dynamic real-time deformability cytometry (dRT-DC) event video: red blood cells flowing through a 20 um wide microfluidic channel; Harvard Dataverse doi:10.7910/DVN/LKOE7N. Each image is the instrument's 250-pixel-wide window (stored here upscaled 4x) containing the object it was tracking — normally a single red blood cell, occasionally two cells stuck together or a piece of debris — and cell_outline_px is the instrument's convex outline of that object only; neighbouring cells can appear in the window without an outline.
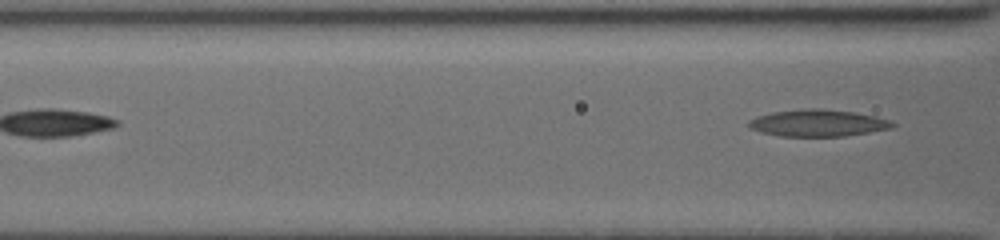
{"species": "common noctule bat (a hibernating species)", "species_latin": "Nyctalus noctula", "temperature_condition": "cold", "stored_images_in_passage": 12, "segment_of_instrument_passage": [2, 2], "camera_frame_rate_fps": 3000, "um_per_image_px": 0.085, "animal": {"sex": "female", "body_mass_g": 19.5, "forearm_length_mm": 54.1}, "frame": {"image": 1, "passage_image": 12, "time_ms": 3.333, "image_size_px": [1000, 240], "cell_outline_px": [[896, 124], [892, 128], [844, 136], [780, 136], [760, 132], [748, 128], [748, 120], [756, 116], [772, 112], [808, 108], [820, 108], [852, 112], [876, 116], [892, 120]], "centroid_in_image_um": [69.5, 10.45], "position_along_channel_um": 97.1, "area_um2": 22.6}}